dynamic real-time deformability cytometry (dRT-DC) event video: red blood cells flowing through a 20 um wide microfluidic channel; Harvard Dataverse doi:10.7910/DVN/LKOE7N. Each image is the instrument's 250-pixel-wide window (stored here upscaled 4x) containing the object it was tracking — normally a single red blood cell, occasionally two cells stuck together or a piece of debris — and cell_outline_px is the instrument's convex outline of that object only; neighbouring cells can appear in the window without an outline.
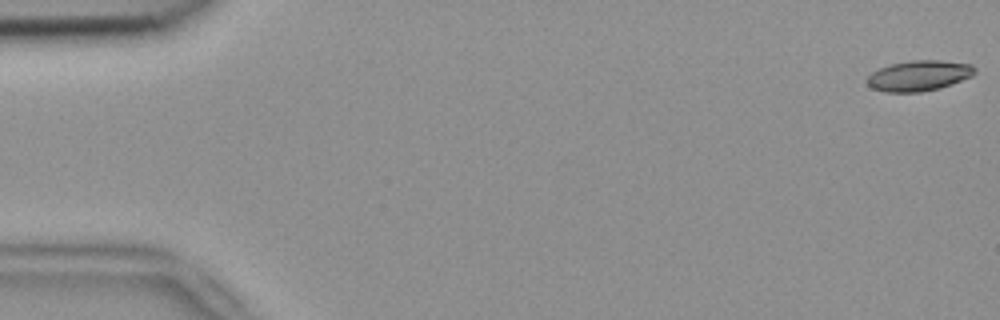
{"species": "common noctule bat (a hibernating species)", "species_latin": "Nyctalus noctula", "temperature_condition": "room temperature", "stored_images_in_passage": 53, "camera_frame_rate_fps": 3000, "um_per_image_px": 0.085, "animal": {"sex": "female", "body_mass_g": 18.4}, "frame": {"image": 1, "passage_image": 1, "time_ms": 0.0, "image_size_px": [1000, 320], "cell_outline_px": [[976, 72], [972, 76], [940, 88], [920, 92], [884, 92], [872, 88], [864, 80], [872, 72], [880, 68], [892, 64], [912, 60], [940, 60], [972, 64], [976, 68]], "centroid_in_image_um": [78.11, 6.43], "position_along_channel_um": 6.9, "area_um2": 19.19}}
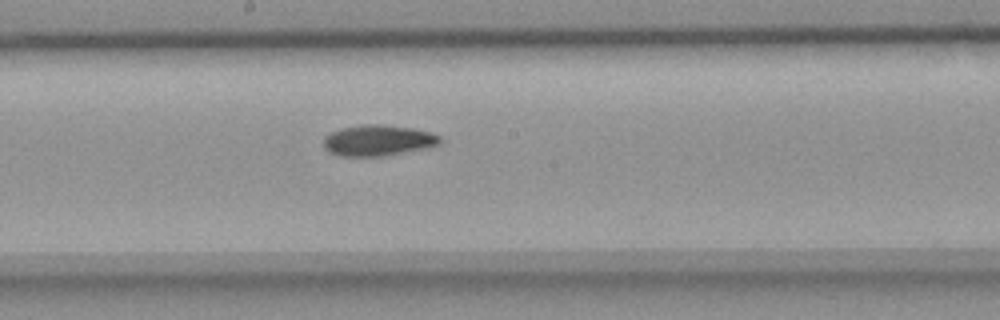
{"frame": {"image": 2, "passage_image": 29, "time_ms": 9.333, "image_size_px": [1000, 320], "cell_outline_px": [[440, 144], [428, 148], [384, 156], [340, 156], [328, 152], [324, 148], [324, 136], [332, 132], [344, 128], [368, 124], [380, 124], [412, 128], [428, 132], [440, 136]], "centroid_in_image_um": [32.13, 11.95], "position_along_channel_um": 216.1, "area_um2": 20.87}}
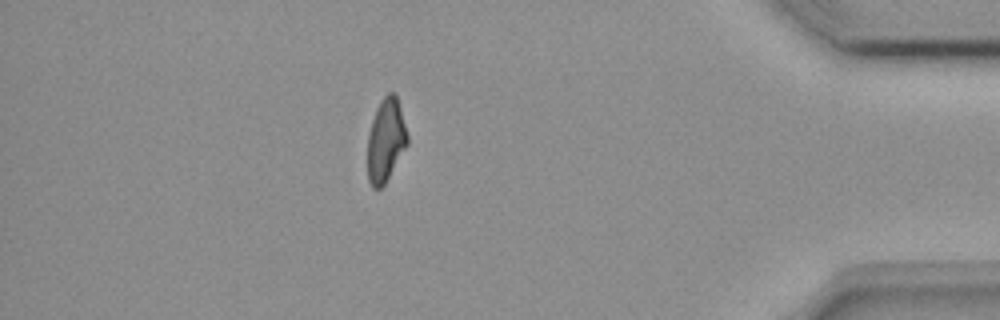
{"frame": {"image": 3, "passage_image": 47, "time_ms": 15.333, "image_size_px": [1000, 320], "cell_outline_px": [[408, 144], [384, 184], [380, 188], [372, 188], [368, 180], [368, 136], [372, 120], [376, 108], [380, 100], [388, 92], [392, 92], [396, 96], [400, 108], [408, 136]], "centroid_in_image_um": [32.78, 11.91], "position_along_channel_um": 402.4, "area_um2": 19.07}, "authors_computed_cell_mechanics": {"area_um2": 19.941, "velocity_mm_per_s": 3.8143, "shape_relaxation_time_tau1_ms": 7.0791, "shape_relaxation_time_tau2_ms": 10.523, "deformation_change_tau1": 0.2084, "deformation_change_tau2": 0.2022}}